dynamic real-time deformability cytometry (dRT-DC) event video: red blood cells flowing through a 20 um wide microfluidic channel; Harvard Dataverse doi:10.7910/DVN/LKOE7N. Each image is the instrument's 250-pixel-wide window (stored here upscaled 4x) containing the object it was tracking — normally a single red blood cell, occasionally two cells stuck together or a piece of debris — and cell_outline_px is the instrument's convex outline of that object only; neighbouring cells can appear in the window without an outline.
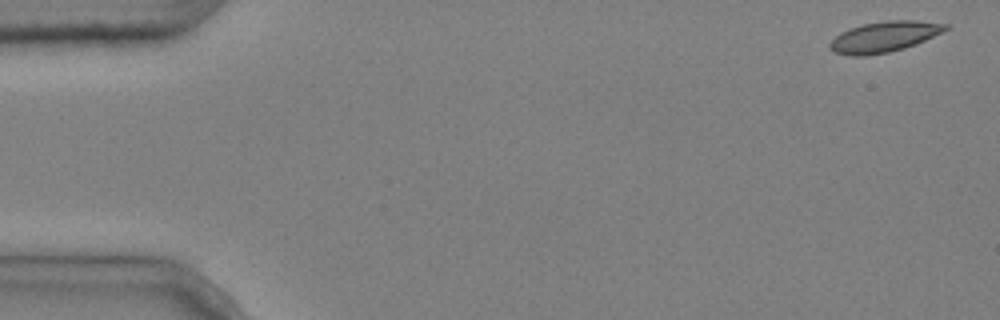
{"species": "common noctule bat (a hibernating species)", "species_latin": "Nyctalus noctula", "temperature_condition": "cold", "stored_images_in_passage": 5, "camera_frame_rate_fps": 3000, "um_per_image_px": 0.085, "animal": {"sex": "male", "body_mass_g": 20.4}, "frame": {"image": 1, "passage_image": 1, "time_ms": 0.0, "image_size_px": [1000, 320], "cell_outline_px": [[952, 28], [916, 44], [904, 48], [888, 52], [864, 56], [852, 56], [836, 52], [828, 48], [828, 44], [840, 32], [864, 24], [888, 20], [916, 20], [952, 24]], "centroid_in_image_um": [75.22, 3.11], "position_along_channel_um": 9.8, "area_um2": 20.75}}
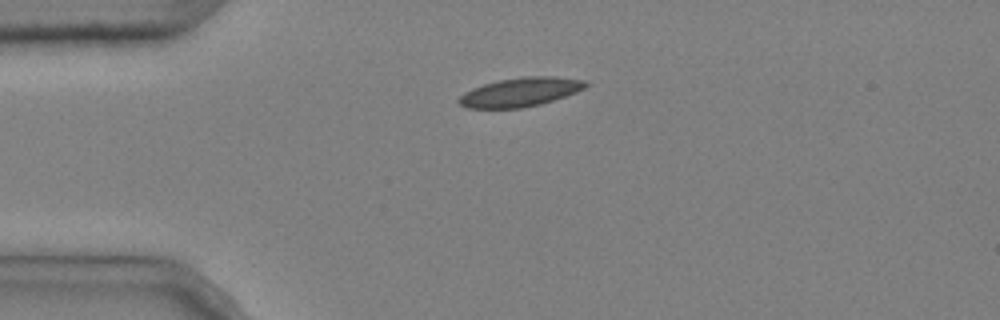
{"frame": {"image": 2, "passage_image": 4, "time_ms": 1.0, "image_size_px": [1000, 320], "cell_outline_px": [[588, 84], [584, 88], [576, 92], [540, 104], [520, 108], [468, 108], [460, 104], [456, 100], [464, 92], [472, 88], [484, 84], [500, 80], [524, 76], [556, 76], [588, 80]], "centroid_in_image_um": [44.23, 7.81], "position_along_channel_um": 40.8, "area_um2": 21.33}}